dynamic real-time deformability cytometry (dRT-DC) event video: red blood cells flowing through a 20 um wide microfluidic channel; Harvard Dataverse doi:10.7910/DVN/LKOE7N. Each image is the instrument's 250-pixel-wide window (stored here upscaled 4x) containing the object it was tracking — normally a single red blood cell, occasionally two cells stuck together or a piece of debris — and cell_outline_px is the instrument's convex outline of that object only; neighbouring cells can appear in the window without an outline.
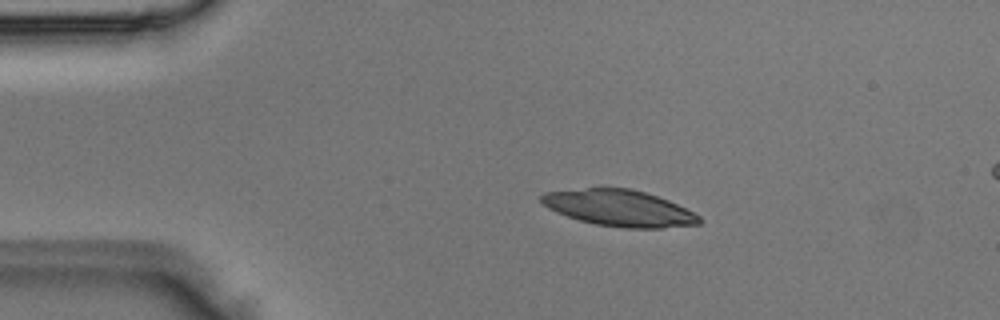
{"species": "Egyptian fruit bat (a non-hibernating species)", "species_latin": "Rousettus aegyptiacus", "temperature_condition": "room temperature", "stored_images_in_passage": 3, "camera_frame_rate_fps": 3000, "um_per_image_px": 0.085, "animal": {"sex": "male"}, "frame": {"image": 1, "passage_image": 1, "time_ms": 0.0, "image_size_px": [1000, 320], "cell_outline_px": [[704, 220], [700, 224], [660, 228], [624, 228], [596, 224], [580, 220], [556, 212], [548, 208], [540, 200], [540, 196], [544, 192], [600, 184], [604, 184], [632, 188], [668, 200], [700, 216]], "centroid_in_image_um": [52.57, 17.63], "position_along_channel_um": 32.4, "area_um2": 34.33}}